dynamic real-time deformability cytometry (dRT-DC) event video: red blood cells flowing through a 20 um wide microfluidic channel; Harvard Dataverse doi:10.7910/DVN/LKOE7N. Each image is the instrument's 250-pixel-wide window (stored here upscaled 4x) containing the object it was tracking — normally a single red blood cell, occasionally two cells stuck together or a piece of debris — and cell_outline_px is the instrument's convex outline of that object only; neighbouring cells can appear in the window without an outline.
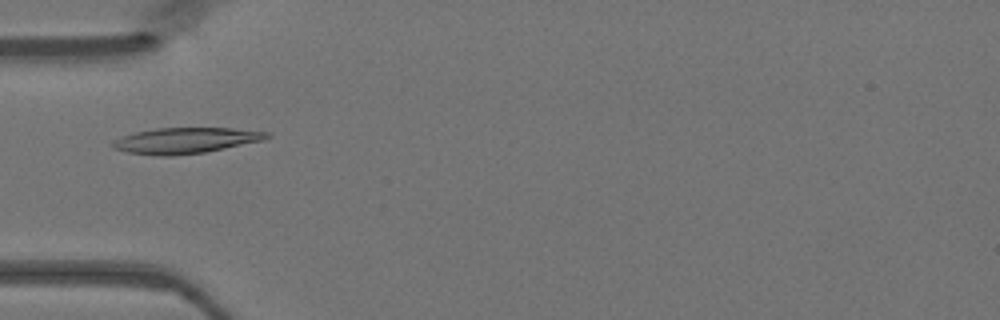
{"species": "Egyptian fruit bat (a non-hibernating species)", "species_latin": "Rousettus aegyptiacus", "temperature_condition": "warm", "stored_images_in_passage": 47, "camera_frame_rate_fps": 3000, "um_per_image_px": 0.085, "animal": {"sex": "female"}, "frame": {"image": 1, "passage_image": 15, "time_ms": 4.667, "image_size_px": [1000, 320], "cell_outline_px": [[272, 136], [260, 140], [224, 148], [204, 152], [172, 156], [156, 156], [128, 152], [112, 148], [108, 144], [112, 140], [120, 136], [136, 132], [156, 128], [232, 128], [272, 132]], "centroid_in_image_um": [15.7, 11.94], "position_along_channel_um": 69.3, "area_um2": 23.24}}
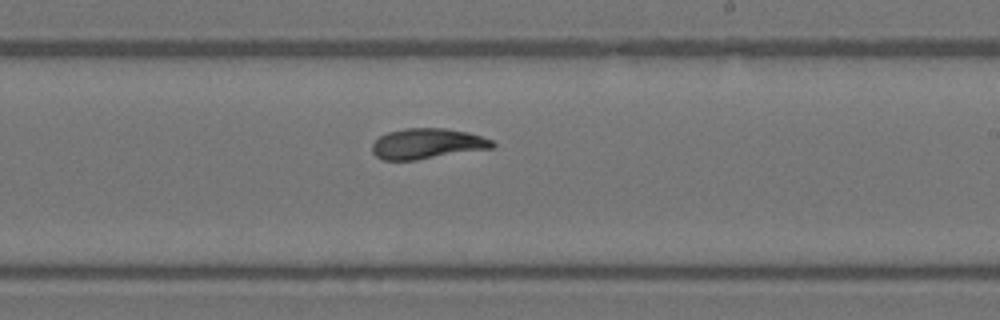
{"frame": {"image": 2, "passage_image": 28, "time_ms": 9.0, "image_size_px": [1000, 320], "cell_outline_px": [[496, 144], [492, 148], [416, 160], [384, 160], [376, 156], [372, 152], [372, 144], [380, 136], [388, 132], [404, 128], [444, 128], [468, 132], [492, 140]], "centroid_in_image_um": [36.3, 12.21], "position_along_channel_um": 252.7, "area_um2": 21.27}}
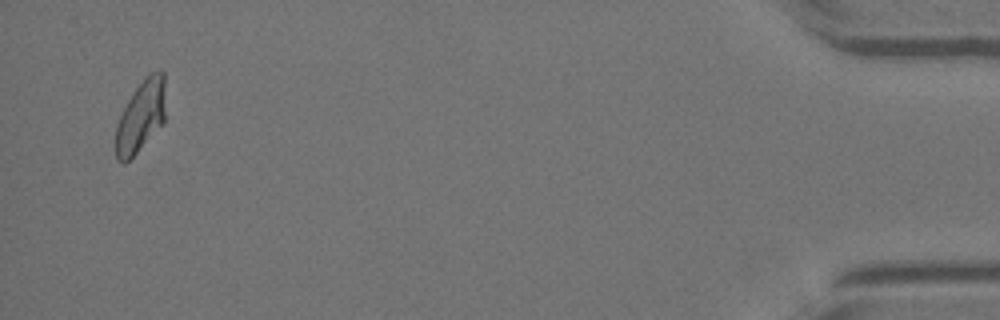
{"frame": {"image": 3, "passage_image": 46, "time_ms": 15.0, "image_size_px": [1000, 320], "cell_outline_px": [[164, 124], [124, 164], [116, 160], [116, 124], [132, 92], [148, 72], [156, 68], [160, 68], [164, 72]], "centroid_in_image_um": [11.98, 9.82], "position_along_channel_um": 423.2, "area_um2": 20.98}}